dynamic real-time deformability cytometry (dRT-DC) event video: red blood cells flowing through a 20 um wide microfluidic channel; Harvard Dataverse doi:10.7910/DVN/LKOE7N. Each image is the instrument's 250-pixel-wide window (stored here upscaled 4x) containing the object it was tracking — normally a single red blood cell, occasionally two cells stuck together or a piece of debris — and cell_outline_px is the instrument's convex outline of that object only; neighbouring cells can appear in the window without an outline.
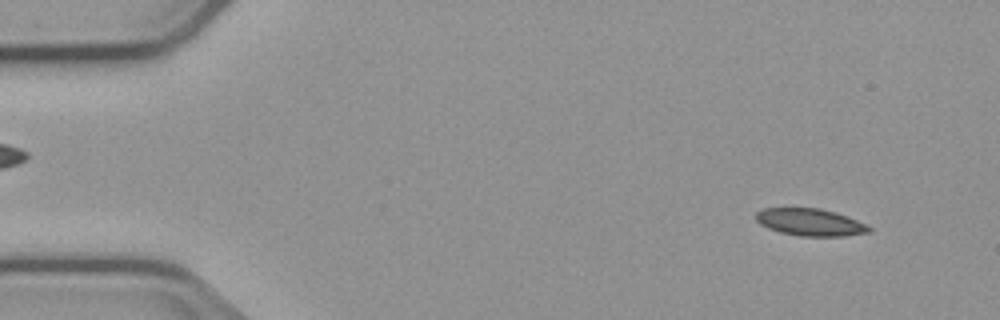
{"species": "common noctule bat (a hibernating species)", "species_latin": "Nyctalus noctula", "temperature_condition": "cold", "stored_images_in_passage": 54, "camera_frame_rate_fps": 3000, "um_per_image_px": 0.085, "animal": {"sex": "male", "body_mass_g": 23.1, "forearm_length_mm": 52.7}, "frame": {"image": 1, "passage_image": 4, "time_ms": 1.0, "image_size_px": [1000, 320], "cell_outline_px": [[872, 232], [844, 236], [800, 236], [780, 232], [768, 228], [760, 224], [756, 220], [756, 212], [764, 208], [820, 208], [836, 212], [848, 216], [872, 228]], "centroid_in_image_um": [68.87, 18.89], "position_along_channel_um": 16.1, "area_um2": 17.98}}
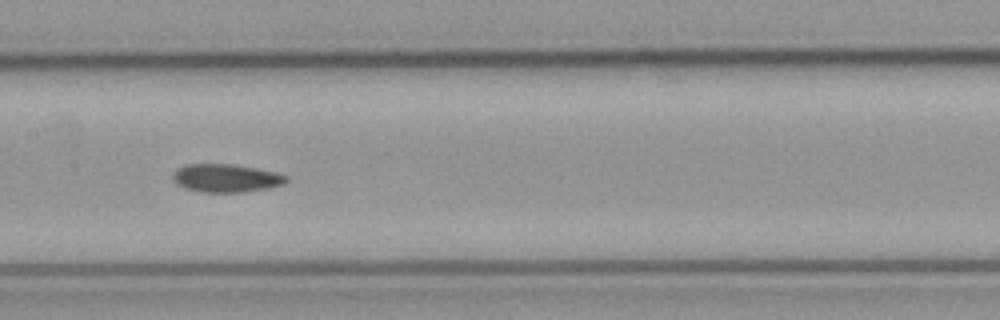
{"frame": {"image": 2, "passage_image": 26, "time_ms": 8.333, "image_size_px": [1000, 320], "cell_outline_px": [[288, 180], [284, 184], [268, 188], [244, 192], [200, 192], [184, 188], [176, 184], [172, 180], [172, 172], [176, 168], [184, 164], [232, 164], [256, 168], [276, 172], [288, 176]], "centroid_in_image_um": [19.17, 15.14], "position_along_channel_um": 188.2, "area_um2": 18.9}}
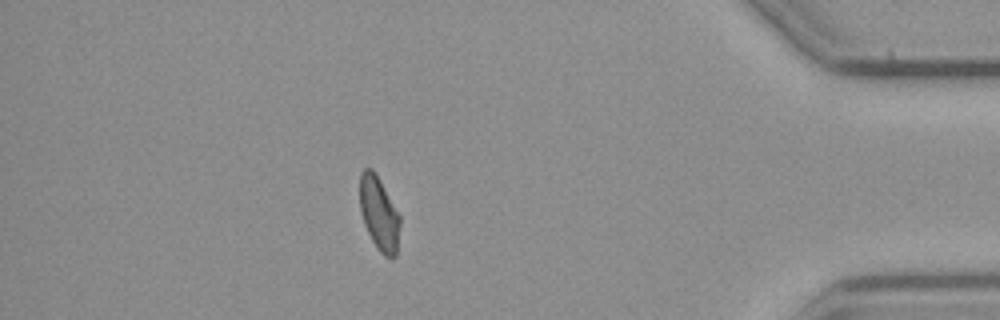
{"frame": {"image": 3, "passage_image": 47, "time_ms": 15.333, "image_size_px": [1000, 320], "cell_outline_px": [[400, 224], [396, 256], [392, 260], [388, 260], [376, 248], [364, 224], [360, 212], [360, 172], [364, 168], [372, 168], [400, 216]], "centroid_in_image_um": [32.21, 18.22], "position_along_channel_um": 403.0, "area_um2": 17.22}}